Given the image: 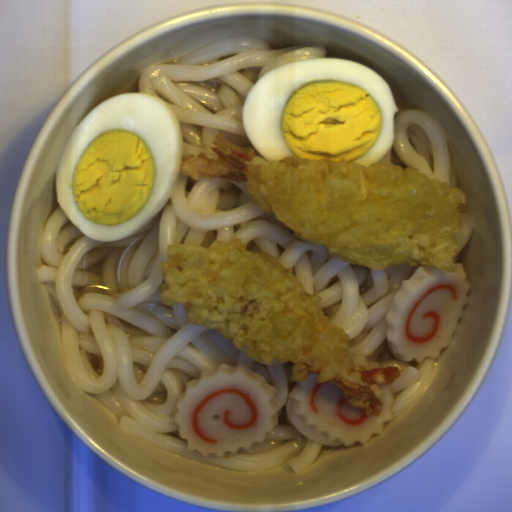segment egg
Returning a JSON list of instances; mask_svg holds the SVG:
<instances>
[{"label": "egg", "instance_id": "obj_1", "mask_svg": "<svg viewBox=\"0 0 512 512\" xmlns=\"http://www.w3.org/2000/svg\"><path fill=\"white\" fill-rule=\"evenodd\" d=\"M182 161L183 133L168 101L121 92L92 107L64 141L58 206L85 236L120 241L159 214Z\"/></svg>", "mask_w": 512, "mask_h": 512}, {"label": "egg", "instance_id": "obj_2", "mask_svg": "<svg viewBox=\"0 0 512 512\" xmlns=\"http://www.w3.org/2000/svg\"><path fill=\"white\" fill-rule=\"evenodd\" d=\"M398 106L388 81L352 60L317 58L260 76L241 122L268 160L303 158L371 166L394 143Z\"/></svg>", "mask_w": 512, "mask_h": 512}]
</instances>
